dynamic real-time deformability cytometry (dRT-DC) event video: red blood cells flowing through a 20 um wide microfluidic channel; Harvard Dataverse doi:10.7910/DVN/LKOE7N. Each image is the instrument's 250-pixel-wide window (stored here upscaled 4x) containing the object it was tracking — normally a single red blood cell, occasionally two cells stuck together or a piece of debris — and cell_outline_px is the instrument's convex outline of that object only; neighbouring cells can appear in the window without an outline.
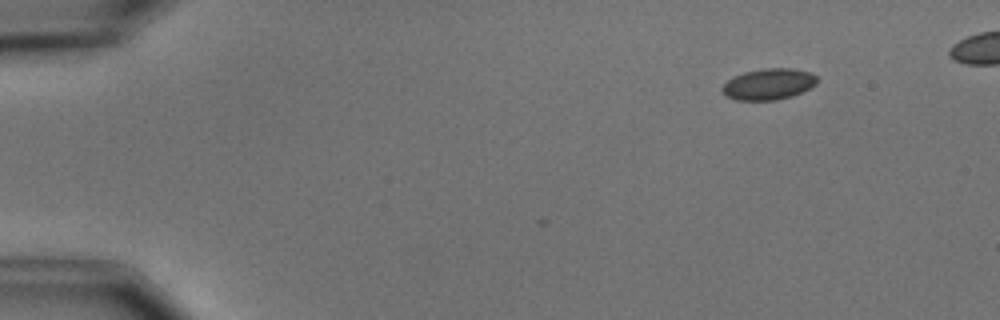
{"species": "common noctule bat (a hibernating species)", "species_latin": "Nyctalus noctula", "temperature_condition": "cold", "stored_images_in_passage": 4, "camera_frame_rate_fps": 3000, "um_per_image_px": 0.085, "animal": {"sex": "male", "body_mass_g": 15.6}, "frame": {"image": 1, "passage_image": 1, "time_ms": 0.0, "image_size_px": [1000, 320], "cell_outline_px": [[816, 84], [792, 96], [776, 100], [736, 100], [728, 96], [720, 88], [728, 80], [744, 72], [764, 68], [792, 68], [812, 72], [816, 76]], "centroid_in_image_um": [65.34, 7.14], "position_along_channel_um": 19.7, "area_um2": 17.05}}